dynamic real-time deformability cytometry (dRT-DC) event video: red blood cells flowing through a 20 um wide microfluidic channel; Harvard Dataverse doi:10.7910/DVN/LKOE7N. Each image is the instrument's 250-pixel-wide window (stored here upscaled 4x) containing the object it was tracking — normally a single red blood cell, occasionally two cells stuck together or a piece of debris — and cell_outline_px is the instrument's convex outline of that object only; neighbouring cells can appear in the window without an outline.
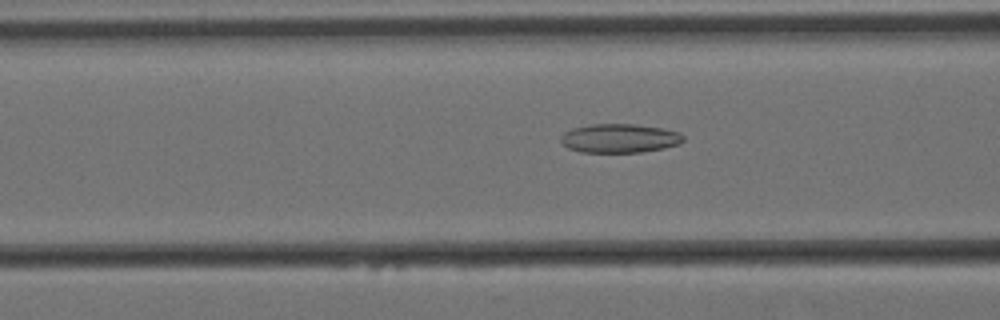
{"species": "Egyptian fruit bat (a non-hibernating species)", "species_latin": "Rousettus aegyptiacus", "temperature_condition": "cold", "stored_images_in_passage": 59, "camera_frame_rate_fps": 3000, "um_per_image_px": 0.085, "animal": {"sex": "female"}, "frame": {"image": 1, "passage_image": 22, "time_ms": 7.0, "image_size_px": [1000, 320], "cell_outline_px": [[684, 140], [680, 144], [664, 148], [640, 152], [580, 152], [568, 148], [560, 140], [560, 136], [564, 132], [572, 128], [592, 124], [636, 124], [660, 128], [680, 132], [684, 136]], "centroid_in_image_um": [52.66, 11.75], "position_along_channel_um": 113.9, "area_um2": 20.69}}
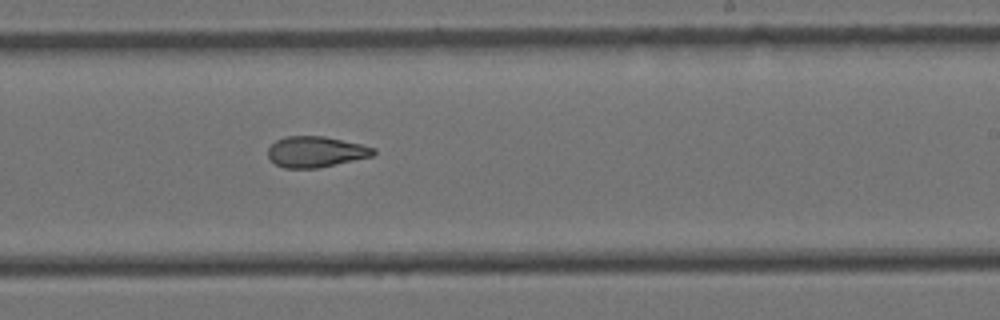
{"frame": {"image": 2, "passage_image": 35, "time_ms": 11.333, "image_size_px": [1000, 320], "cell_outline_px": [[376, 152], [372, 156], [320, 168], [284, 168], [276, 164], [268, 156], [268, 148], [276, 140], [284, 136], [324, 136], [360, 144], [376, 148]], "centroid_in_image_um": [26.84, 12.9], "position_along_channel_um": 262.2, "area_um2": 18.96}}
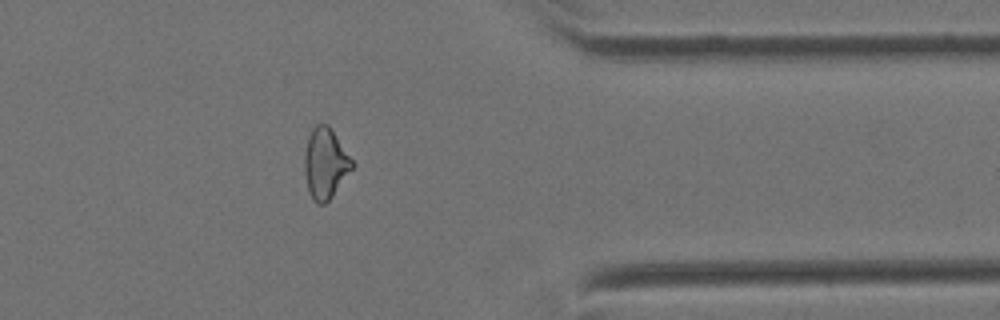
{"frame": {"image": 3, "passage_image": 47, "time_ms": 15.333, "image_size_px": [1000, 320], "cell_outline_px": [[356, 164], [332, 196], [324, 204], [316, 204], [312, 200], [308, 192], [304, 172], [304, 156], [308, 136], [312, 128], [316, 124], [328, 124]], "centroid_in_image_um": [27.64, 13.9], "position_along_channel_um": 383.8, "area_um2": 19.77}, "authors_computed_cell_mechanics": {"area_um2": 20.8658, "velocity_mm_per_s": 3.4289, "shape_relaxation_time_tau1_ms": null, "shape_relaxation_time_tau2_ms": 5.0683, "deformation_change_tau1": null, "deformation_change_tau2": 0.1316}}